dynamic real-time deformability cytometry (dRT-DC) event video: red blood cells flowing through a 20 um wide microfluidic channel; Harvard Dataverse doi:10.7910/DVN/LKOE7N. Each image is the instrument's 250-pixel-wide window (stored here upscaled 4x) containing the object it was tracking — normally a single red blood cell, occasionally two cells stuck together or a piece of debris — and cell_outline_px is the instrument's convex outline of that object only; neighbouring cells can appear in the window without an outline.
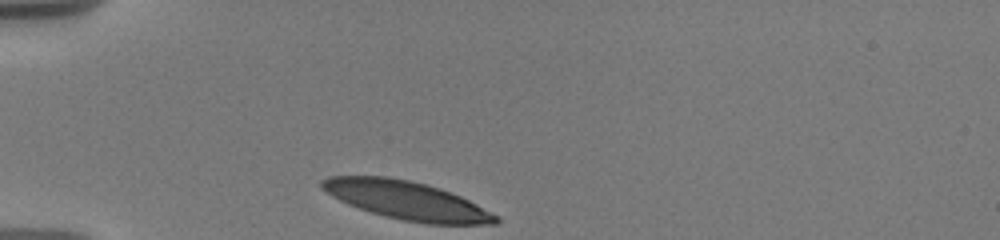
{"species": "human", "species_latin": "Homo sapiens", "temperature_condition": "warm", "stored_images_in_passage": 8, "camera_frame_rate_fps": 3000, "um_per_image_px": 0.085, "donor": {"sex": "male"}, "frame": {"image": 1, "passage_image": 1, "time_ms": 0.0, "image_size_px": [1000, 240], "cell_outline_px": [[500, 220], [496, 224], [428, 224], [404, 220], [384, 216], [348, 204], [332, 196], [320, 188], [320, 180], [328, 176], [388, 176], [428, 184], [440, 188], [460, 196], [500, 216]], "centroid_in_image_um": [34.57, 17.02], "position_along_channel_um": 50.4, "area_um2": 38.84}}
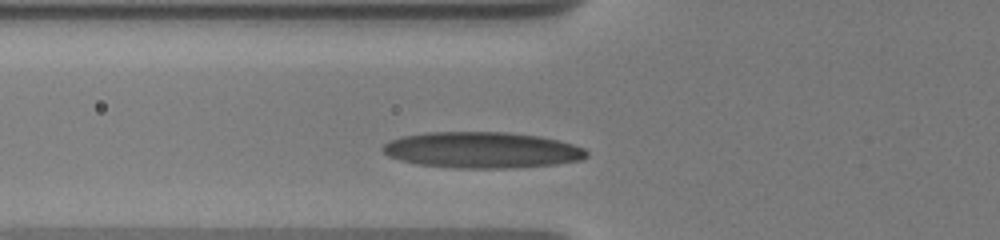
{"frame": {"image": 2, "passage_image": 7, "time_ms": 1.667, "image_size_px": [1000, 240], "cell_outline_px": [[588, 156], [584, 160], [556, 164], [512, 168], [456, 168], [420, 164], [400, 160], [388, 156], [380, 148], [388, 140], [404, 136], [428, 132], [508, 132], [540, 136], [560, 140], [584, 148], [588, 152]], "centroid_in_image_um": [41.0, 12.75], "position_along_channel_um": 84.8, "area_um2": 43.12}}